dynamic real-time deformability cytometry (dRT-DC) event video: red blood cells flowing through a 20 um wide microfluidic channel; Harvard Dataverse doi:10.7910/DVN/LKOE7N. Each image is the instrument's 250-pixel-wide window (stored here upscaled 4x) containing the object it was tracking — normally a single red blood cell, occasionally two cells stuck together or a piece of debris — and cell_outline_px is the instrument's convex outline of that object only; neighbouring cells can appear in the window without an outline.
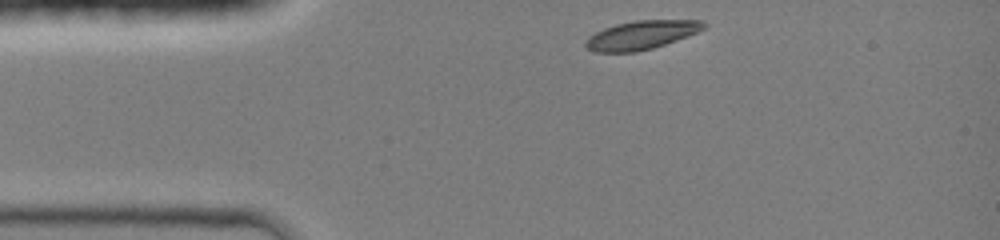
{"species": "common noctule bat (a hibernating species)", "species_latin": "Nyctalus noctula", "temperature_condition": "room temperature", "stored_images_in_passage": 32, "camera_frame_rate_fps": 3000, "um_per_image_px": 0.085, "animal": {"sex": "female", "body_mass_g": 19.0, "forearm_length_mm": 51.5}, "frame": {"image": 1, "passage_image": 1, "time_ms": 0.0, "image_size_px": [1000, 240], "cell_outline_px": [[708, 24], [704, 28], [696, 32], [676, 40], [652, 48], [636, 52], [596, 52], [588, 48], [584, 44], [588, 36], [604, 28], [616, 24], [636, 20], [704, 20]], "centroid_in_image_um": [54.51, 2.97], "position_along_channel_um": 30.5, "area_um2": 19.59}}
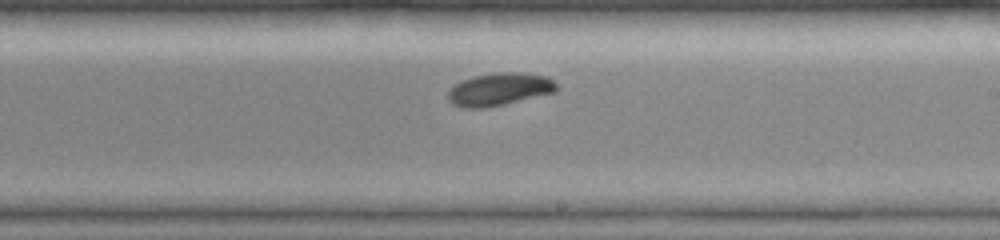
{"frame": {"image": 2, "passage_image": 19, "time_ms": 6.0, "image_size_px": [1000, 240], "cell_outline_px": [[560, 88], [556, 92], [488, 108], [460, 108], [452, 104], [448, 100], [448, 92], [460, 80], [472, 76], [496, 72], [520, 72], [548, 76]], "centroid_in_image_um": [42.45, 7.59], "position_along_channel_um": 246.6, "area_um2": 21.04}}
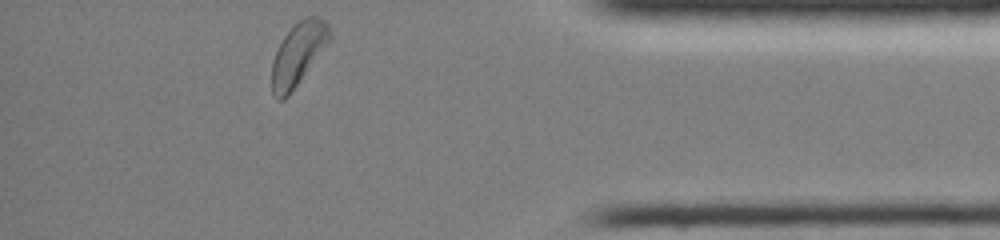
{"frame": {"image": 3, "passage_image": 32, "time_ms": 10.333, "image_size_px": [1000, 240], "cell_outline_px": [[332, 36], [288, 96], [284, 100], [276, 100], [272, 92], [272, 60], [284, 36], [300, 20], [308, 16], [316, 16], [324, 20], [328, 24]], "centroid_in_image_um": [25.32, 4.6], "position_along_channel_um": 409.9, "area_um2": 20.46}, "authors_computed_cell_mechanics": {"area_um2": 20.4612, "velocity_mm_per_s": 4.2421, "shape_relaxation_time_tau1_ms": 3.2487, "shape_relaxation_time_tau2_ms": null, "deformation_change_tau1": 0.1591, "deformation_change_tau2": null}}